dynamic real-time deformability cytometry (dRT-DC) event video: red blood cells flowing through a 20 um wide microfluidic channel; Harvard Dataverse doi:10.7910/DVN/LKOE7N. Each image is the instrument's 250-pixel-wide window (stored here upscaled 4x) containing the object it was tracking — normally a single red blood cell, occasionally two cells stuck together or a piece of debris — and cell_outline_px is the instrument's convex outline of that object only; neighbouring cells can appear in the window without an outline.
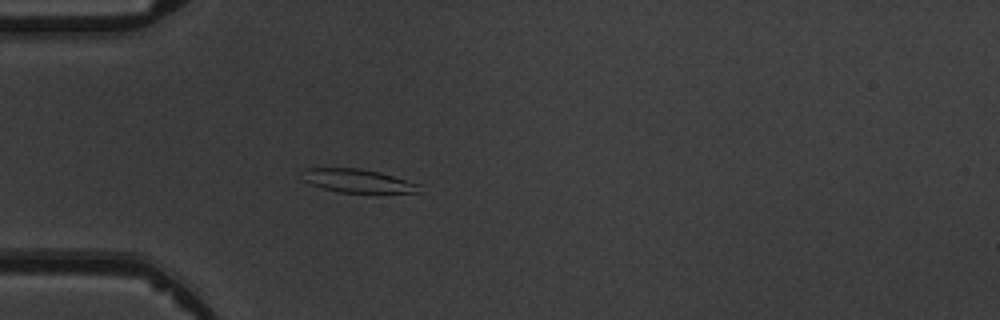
{"species": "common noctule bat (a hibernating species)", "species_latin": "Nyctalus noctula", "temperature_condition": "warm", "stored_images_in_passage": 3, "camera_frame_rate_fps": 3000, "um_per_image_px": 0.085, "animal": {"sex": "male", "body_mass_g": 19.5, "forearm_length_mm": 54.6}, "frame": {"image": 1, "passage_image": 3, "time_ms": 3.333, "image_size_px": [1000, 320], "cell_outline_px": [[420, 192], [340, 192], [324, 188], [300, 180], [308, 168], [360, 168], [380, 172], [420, 184]], "centroid_in_image_um": [30.41, 15.36], "position_along_channel_um": 54.6, "area_um2": 15.66}}